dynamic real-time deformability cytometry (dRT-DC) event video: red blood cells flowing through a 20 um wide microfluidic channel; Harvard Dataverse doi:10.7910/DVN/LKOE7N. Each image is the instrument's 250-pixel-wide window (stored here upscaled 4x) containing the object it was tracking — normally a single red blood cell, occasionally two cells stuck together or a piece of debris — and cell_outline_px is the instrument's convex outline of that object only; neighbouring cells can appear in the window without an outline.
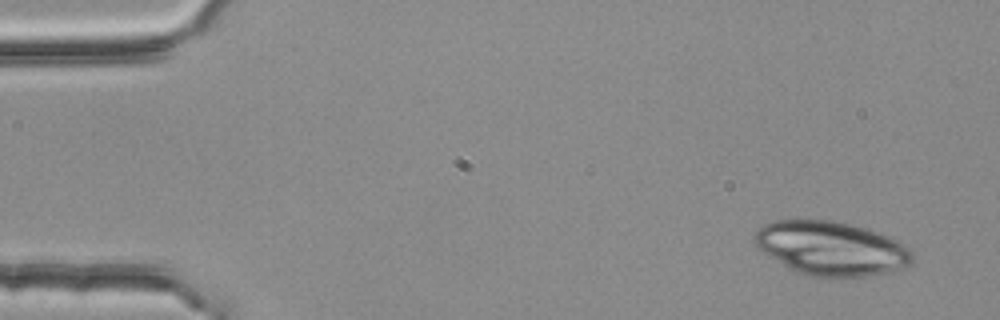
{"species": "common noctule bat (a hibernating species)", "species_latin": "Nyctalus noctula", "temperature_condition": "room temperature", "stored_images_in_passage": 4, "camera_frame_rate_fps": 3000, "um_per_image_px": 0.085, "animal": {"sex": "female", "body_mass_g": 25.1}, "frame": {"image": 1, "passage_image": 1, "time_ms": 0.0, "image_size_px": [1000, 320], "cell_outline_px": [[912, 264], [888, 272], [872, 276], [832, 280], [808, 276], [796, 272], [788, 268], [764, 252], [756, 244], [756, 232], [764, 224], [776, 220], [832, 220], [880, 232], [912, 248]], "centroid_in_image_um": [70.71, 21.16], "position_along_channel_um": 14.3, "area_um2": 50.17}}